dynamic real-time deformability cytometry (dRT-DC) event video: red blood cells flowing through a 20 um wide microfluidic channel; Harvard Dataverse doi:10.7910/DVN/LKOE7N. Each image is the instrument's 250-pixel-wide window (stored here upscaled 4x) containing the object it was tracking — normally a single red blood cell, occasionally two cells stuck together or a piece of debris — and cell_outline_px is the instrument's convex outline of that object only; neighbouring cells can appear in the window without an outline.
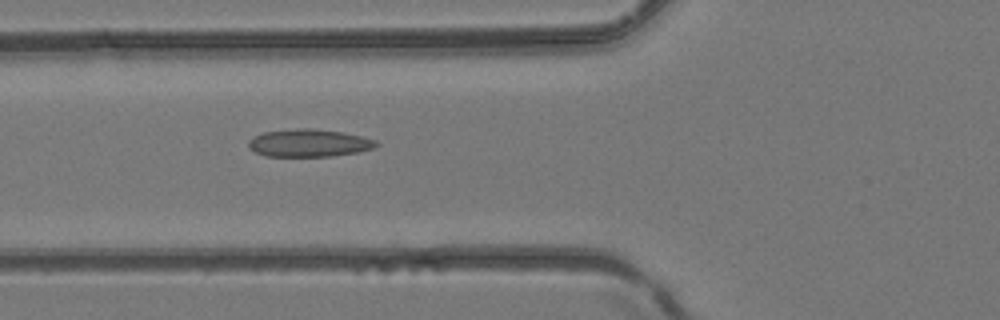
{"species": "common noctule bat (a hibernating species)", "species_latin": "Nyctalus noctula", "temperature_condition": "room temperature", "stored_images_in_passage": 6, "camera_frame_rate_fps": 3000, "um_per_image_px": 0.085, "animal": {"sex": "female", "body_mass_g": 24.6, "forearm_length_mm": 56.2}, "frame": {"image": 1, "passage_image": 6, "time_ms": 1.667, "image_size_px": [1000, 320], "cell_outline_px": [[380, 144], [372, 148], [356, 152], [332, 156], [264, 156], [248, 148], [248, 140], [264, 132], [296, 128], [312, 128], [340, 132], [360, 136], [376, 140]], "centroid_in_image_um": [26.23, 12.15], "position_along_channel_um": 99.6, "area_um2": 20.4}}